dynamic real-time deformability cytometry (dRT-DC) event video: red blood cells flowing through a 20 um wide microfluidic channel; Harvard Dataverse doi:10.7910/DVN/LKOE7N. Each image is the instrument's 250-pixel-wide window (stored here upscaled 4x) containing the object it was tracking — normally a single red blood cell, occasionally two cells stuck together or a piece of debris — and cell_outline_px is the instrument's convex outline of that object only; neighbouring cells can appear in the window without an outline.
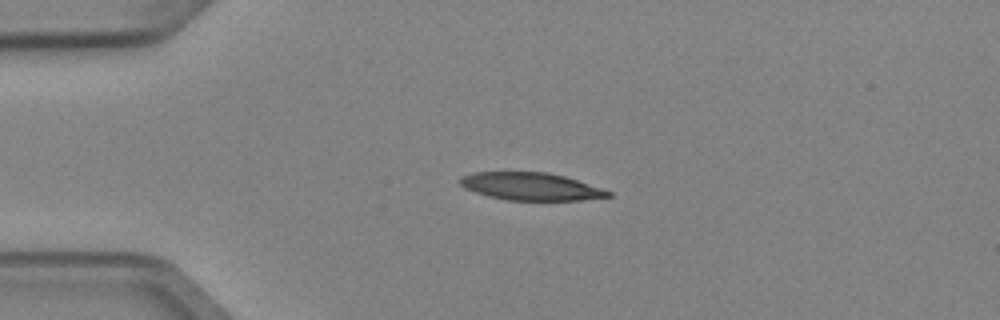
{"species": "Egyptian fruit bat (a non-hibernating species)", "species_latin": "Rousettus aegyptiacus", "temperature_condition": "cold", "stored_images_in_passage": 6, "camera_frame_rate_fps": 3000, "um_per_image_px": 0.085, "animal": {"sex": "female"}, "frame": {"image": 1, "passage_image": 2, "time_ms": 0.333, "image_size_px": [1000, 320], "cell_outline_px": [[612, 196], [580, 200], [508, 200], [488, 196], [464, 188], [456, 180], [460, 176], [472, 172], [548, 172], [564, 176], [604, 188], [612, 192]], "centroid_in_image_um": [45.1, 15.84], "position_along_channel_um": 39.9, "area_um2": 23.99}}
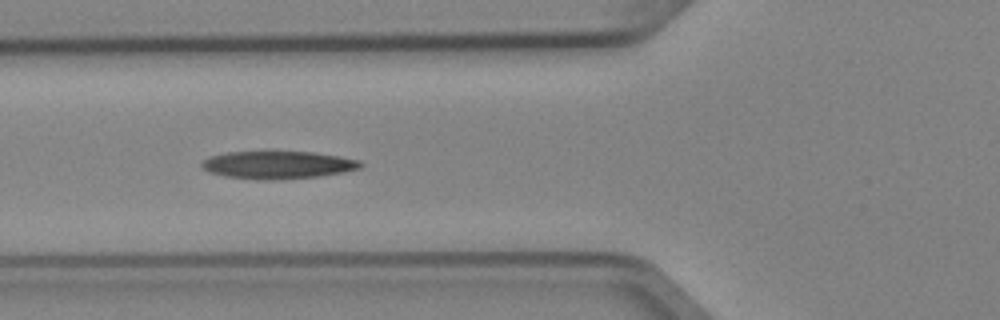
{"frame": {"image": 2, "passage_image": 4, "time_ms": 1.0, "image_size_px": [1000, 320], "cell_outline_px": [[364, 164], [360, 168], [344, 172], [316, 176], [272, 180], [260, 180], [224, 176], [208, 172], [200, 164], [208, 156], [228, 152], [312, 152], [340, 156], [360, 160]], "centroid_in_image_um": [23.61, 14.01], "position_along_channel_um": 102.2, "area_um2": 25.55}}
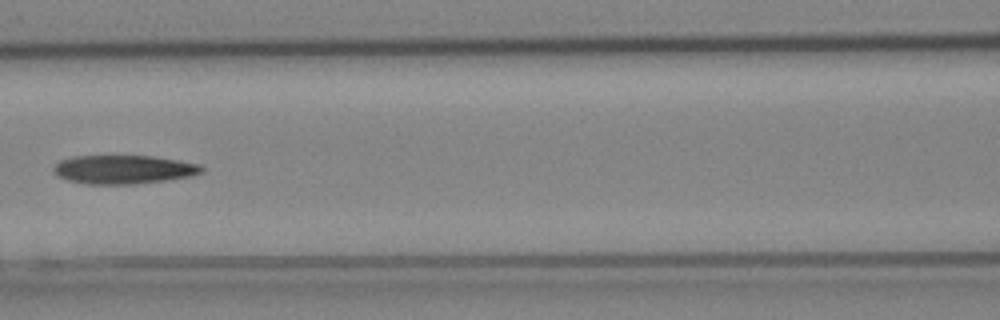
{"frame": {"image": 3, "passage_image": 5, "time_ms": 1.333, "image_size_px": [1000, 320], "cell_outline_px": [[204, 172], [192, 176], [164, 180], [132, 184], [84, 184], [68, 180], [60, 176], [52, 168], [60, 160], [76, 156], [152, 156], [200, 164], [204, 168]], "centroid_in_image_um": [10.53, 14.4], "position_along_channel_um": 156.1, "area_um2": 24.57}}